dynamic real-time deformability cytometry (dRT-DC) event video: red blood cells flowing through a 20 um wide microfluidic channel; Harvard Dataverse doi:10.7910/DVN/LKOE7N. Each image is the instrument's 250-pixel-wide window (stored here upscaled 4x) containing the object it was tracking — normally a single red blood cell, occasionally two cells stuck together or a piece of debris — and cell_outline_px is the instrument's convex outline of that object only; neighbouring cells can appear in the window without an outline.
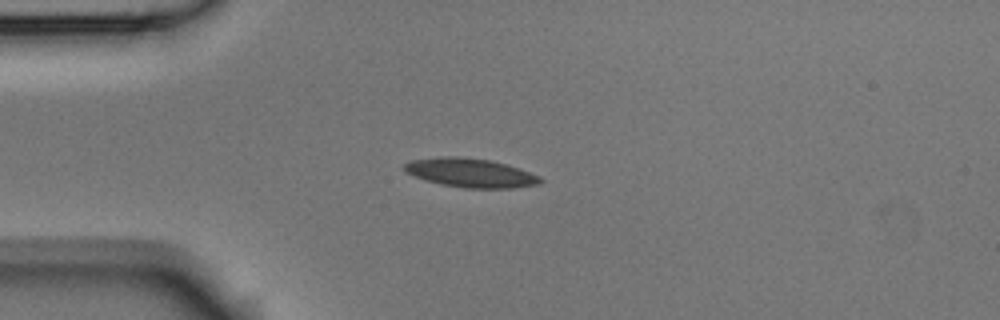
{"species": "Egyptian fruit bat (a non-hibernating species)", "species_latin": "Rousettus aegyptiacus", "temperature_condition": "room temperature", "stored_images_in_passage": 5, "camera_frame_rate_fps": 3000, "um_per_image_px": 0.085, "animal": {"sex": "male"}, "frame": {"image": 1, "passage_image": 3, "time_ms": 0.667, "image_size_px": [1000, 320], "cell_outline_px": [[544, 180], [540, 184], [512, 188], [464, 188], [440, 184], [424, 180], [408, 172], [404, 168], [404, 164], [412, 160], [440, 156], [460, 156], [492, 160], [540, 176]], "centroid_in_image_um": [40.0, 14.69], "position_along_channel_um": 45.0, "area_um2": 22.83}}
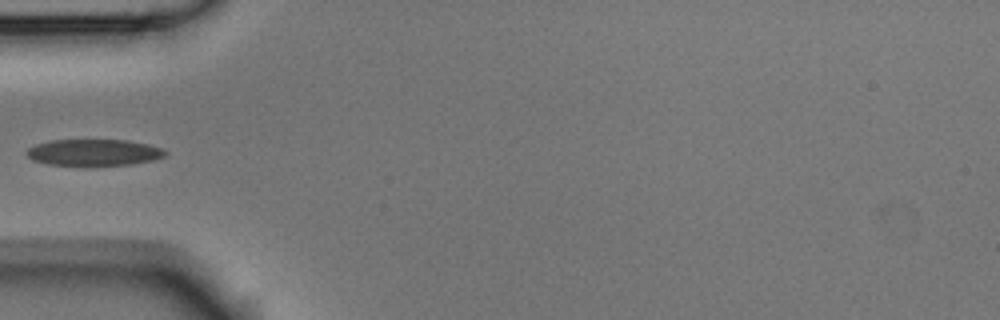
{"frame": {"image": 2, "passage_image": 4, "time_ms": 1.0, "image_size_px": [1000, 320], "cell_outline_px": [[168, 152], [164, 156], [152, 160], [132, 164], [84, 168], [48, 164], [32, 160], [24, 152], [28, 148], [36, 144], [52, 140], [128, 140], [148, 144], [164, 148]], "centroid_in_image_um": [7.96, 12.99], "position_along_channel_um": 77.0, "area_um2": 22.25}}
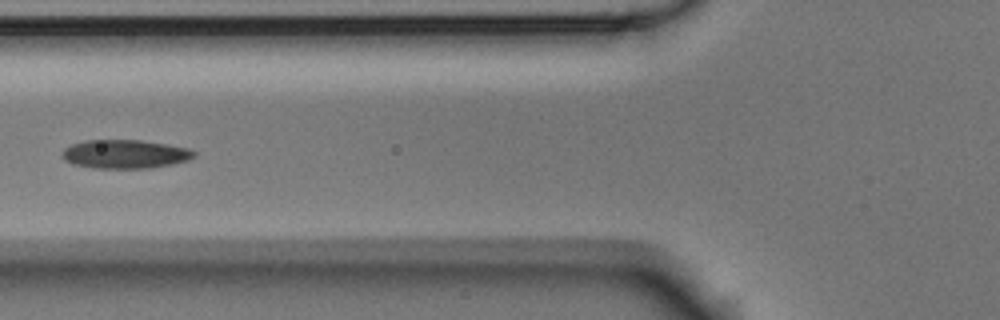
{"frame": {"image": 3, "passage_image": 5, "time_ms": 1.333, "image_size_px": [1000, 320], "cell_outline_px": [[196, 156], [188, 160], [172, 164], [148, 168], [92, 168], [72, 164], [64, 160], [60, 156], [64, 148], [72, 144], [84, 140], [140, 140], [168, 144], [188, 148], [196, 152]], "centroid_in_image_um": [10.6, 13.09], "position_along_channel_um": 115.2, "area_um2": 22.25}}